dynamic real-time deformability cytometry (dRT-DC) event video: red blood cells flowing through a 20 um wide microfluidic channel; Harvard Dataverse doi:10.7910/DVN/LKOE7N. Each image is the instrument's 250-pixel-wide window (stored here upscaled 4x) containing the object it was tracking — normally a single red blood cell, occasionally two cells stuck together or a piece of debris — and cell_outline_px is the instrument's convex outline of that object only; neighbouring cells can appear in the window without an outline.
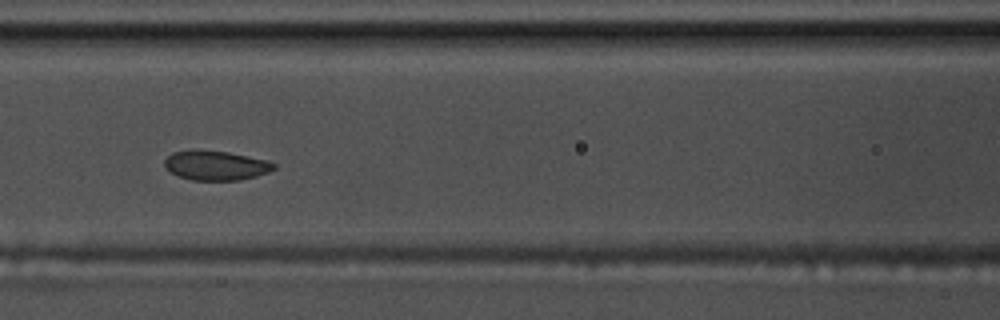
{"species": "common noctule bat (a hibernating species)", "species_latin": "Nyctalus noctula", "temperature_condition": "warm", "stored_images_in_passage": 49, "camera_frame_rate_fps": 3000, "um_per_image_px": 0.085, "animal": {"sex": "male", "body_mass_g": 17.5, "forearm_length_mm": 52.3}, "frame": {"image": 1, "passage_image": 22, "time_ms": 7.0, "image_size_px": [1000, 320], "cell_outline_px": [[276, 168], [268, 172], [256, 176], [240, 180], [192, 180], [180, 176], [172, 172], [164, 164], [164, 160], [172, 152], [228, 152], [268, 160], [276, 164]], "centroid_in_image_um": [18.42, 14.09], "position_along_channel_um": 148.2, "area_um2": 18.15}}
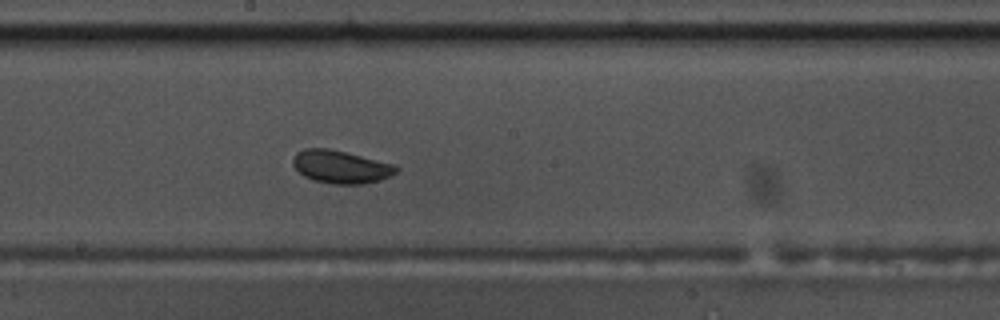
{"frame": {"image": 2, "passage_image": 28, "time_ms": 9.0, "image_size_px": [1000, 320], "cell_outline_px": [[400, 168], [396, 172], [380, 180], [364, 184], [332, 184], [312, 180], [304, 176], [292, 164], [292, 160], [296, 152], [304, 148], [328, 148], [396, 164]], "centroid_in_image_um": [28.96, 14.18], "position_along_channel_um": 219.2, "area_um2": 19.88}}